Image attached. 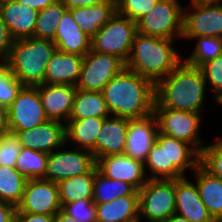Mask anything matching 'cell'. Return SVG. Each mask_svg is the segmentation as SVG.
<instances>
[{
  "label": "cell",
  "instance_id": "10",
  "mask_svg": "<svg viewBox=\"0 0 222 222\" xmlns=\"http://www.w3.org/2000/svg\"><path fill=\"white\" fill-rule=\"evenodd\" d=\"M95 165L96 160L91 151L65 143L48 154L44 179L58 183L63 179L88 173Z\"/></svg>",
  "mask_w": 222,
  "mask_h": 222
},
{
  "label": "cell",
  "instance_id": "6",
  "mask_svg": "<svg viewBox=\"0 0 222 222\" xmlns=\"http://www.w3.org/2000/svg\"><path fill=\"white\" fill-rule=\"evenodd\" d=\"M137 33L136 22L116 12L91 38L90 49L117 56L125 63Z\"/></svg>",
  "mask_w": 222,
  "mask_h": 222
},
{
  "label": "cell",
  "instance_id": "5",
  "mask_svg": "<svg viewBox=\"0 0 222 222\" xmlns=\"http://www.w3.org/2000/svg\"><path fill=\"white\" fill-rule=\"evenodd\" d=\"M153 114L157 121L158 133L190 144L199 154L208 143L201 137L204 114L167 108H154Z\"/></svg>",
  "mask_w": 222,
  "mask_h": 222
},
{
  "label": "cell",
  "instance_id": "45",
  "mask_svg": "<svg viewBox=\"0 0 222 222\" xmlns=\"http://www.w3.org/2000/svg\"><path fill=\"white\" fill-rule=\"evenodd\" d=\"M106 1L107 0H62V4L69 10L77 7L97 5Z\"/></svg>",
  "mask_w": 222,
  "mask_h": 222
},
{
  "label": "cell",
  "instance_id": "25",
  "mask_svg": "<svg viewBox=\"0 0 222 222\" xmlns=\"http://www.w3.org/2000/svg\"><path fill=\"white\" fill-rule=\"evenodd\" d=\"M80 29L92 38L117 12L116 0L69 9Z\"/></svg>",
  "mask_w": 222,
  "mask_h": 222
},
{
  "label": "cell",
  "instance_id": "12",
  "mask_svg": "<svg viewBox=\"0 0 222 222\" xmlns=\"http://www.w3.org/2000/svg\"><path fill=\"white\" fill-rule=\"evenodd\" d=\"M7 114L9 132L29 130L49 120L37 86H22L7 108Z\"/></svg>",
  "mask_w": 222,
  "mask_h": 222
},
{
  "label": "cell",
  "instance_id": "19",
  "mask_svg": "<svg viewBox=\"0 0 222 222\" xmlns=\"http://www.w3.org/2000/svg\"><path fill=\"white\" fill-rule=\"evenodd\" d=\"M37 89L48 119L66 124L72 112L76 86L41 84Z\"/></svg>",
  "mask_w": 222,
  "mask_h": 222
},
{
  "label": "cell",
  "instance_id": "26",
  "mask_svg": "<svg viewBox=\"0 0 222 222\" xmlns=\"http://www.w3.org/2000/svg\"><path fill=\"white\" fill-rule=\"evenodd\" d=\"M105 118L69 119L66 123V143L91 151L96 159V139Z\"/></svg>",
  "mask_w": 222,
  "mask_h": 222
},
{
  "label": "cell",
  "instance_id": "49",
  "mask_svg": "<svg viewBox=\"0 0 222 222\" xmlns=\"http://www.w3.org/2000/svg\"><path fill=\"white\" fill-rule=\"evenodd\" d=\"M161 222H190V221L177 214H172L170 217Z\"/></svg>",
  "mask_w": 222,
  "mask_h": 222
},
{
  "label": "cell",
  "instance_id": "39",
  "mask_svg": "<svg viewBox=\"0 0 222 222\" xmlns=\"http://www.w3.org/2000/svg\"><path fill=\"white\" fill-rule=\"evenodd\" d=\"M61 210L76 222H96L97 211L93 200L82 199L66 203Z\"/></svg>",
  "mask_w": 222,
  "mask_h": 222
},
{
  "label": "cell",
  "instance_id": "41",
  "mask_svg": "<svg viewBox=\"0 0 222 222\" xmlns=\"http://www.w3.org/2000/svg\"><path fill=\"white\" fill-rule=\"evenodd\" d=\"M22 146L15 133L0 135V166L15 168Z\"/></svg>",
  "mask_w": 222,
  "mask_h": 222
},
{
  "label": "cell",
  "instance_id": "35",
  "mask_svg": "<svg viewBox=\"0 0 222 222\" xmlns=\"http://www.w3.org/2000/svg\"><path fill=\"white\" fill-rule=\"evenodd\" d=\"M211 137L214 138L212 143L208 142L200 152L199 164L210 174L222 180V136Z\"/></svg>",
  "mask_w": 222,
  "mask_h": 222
},
{
  "label": "cell",
  "instance_id": "9",
  "mask_svg": "<svg viewBox=\"0 0 222 222\" xmlns=\"http://www.w3.org/2000/svg\"><path fill=\"white\" fill-rule=\"evenodd\" d=\"M222 38V1L190 0L183 8L182 37Z\"/></svg>",
  "mask_w": 222,
  "mask_h": 222
},
{
  "label": "cell",
  "instance_id": "37",
  "mask_svg": "<svg viewBox=\"0 0 222 222\" xmlns=\"http://www.w3.org/2000/svg\"><path fill=\"white\" fill-rule=\"evenodd\" d=\"M144 169L148 179H166L165 146H161L157 141L154 142L144 162Z\"/></svg>",
  "mask_w": 222,
  "mask_h": 222
},
{
  "label": "cell",
  "instance_id": "44",
  "mask_svg": "<svg viewBox=\"0 0 222 222\" xmlns=\"http://www.w3.org/2000/svg\"><path fill=\"white\" fill-rule=\"evenodd\" d=\"M16 207L0 201V222H15Z\"/></svg>",
  "mask_w": 222,
  "mask_h": 222
},
{
  "label": "cell",
  "instance_id": "27",
  "mask_svg": "<svg viewBox=\"0 0 222 222\" xmlns=\"http://www.w3.org/2000/svg\"><path fill=\"white\" fill-rule=\"evenodd\" d=\"M97 220L112 222H139V196L119 197L96 204Z\"/></svg>",
  "mask_w": 222,
  "mask_h": 222
},
{
  "label": "cell",
  "instance_id": "3",
  "mask_svg": "<svg viewBox=\"0 0 222 222\" xmlns=\"http://www.w3.org/2000/svg\"><path fill=\"white\" fill-rule=\"evenodd\" d=\"M178 40L137 33L125 67L156 85L183 61Z\"/></svg>",
  "mask_w": 222,
  "mask_h": 222
},
{
  "label": "cell",
  "instance_id": "51",
  "mask_svg": "<svg viewBox=\"0 0 222 222\" xmlns=\"http://www.w3.org/2000/svg\"><path fill=\"white\" fill-rule=\"evenodd\" d=\"M200 1H222V0H200Z\"/></svg>",
  "mask_w": 222,
  "mask_h": 222
},
{
  "label": "cell",
  "instance_id": "47",
  "mask_svg": "<svg viewBox=\"0 0 222 222\" xmlns=\"http://www.w3.org/2000/svg\"><path fill=\"white\" fill-rule=\"evenodd\" d=\"M9 132L7 108L0 105V135Z\"/></svg>",
  "mask_w": 222,
  "mask_h": 222
},
{
  "label": "cell",
  "instance_id": "32",
  "mask_svg": "<svg viewBox=\"0 0 222 222\" xmlns=\"http://www.w3.org/2000/svg\"><path fill=\"white\" fill-rule=\"evenodd\" d=\"M27 180L15 168L0 166V201L17 207L22 200Z\"/></svg>",
  "mask_w": 222,
  "mask_h": 222
},
{
  "label": "cell",
  "instance_id": "48",
  "mask_svg": "<svg viewBox=\"0 0 222 222\" xmlns=\"http://www.w3.org/2000/svg\"><path fill=\"white\" fill-rule=\"evenodd\" d=\"M53 222H76L72 217L60 210L55 216Z\"/></svg>",
  "mask_w": 222,
  "mask_h": 222
},
{
  "label": "cell",
  "instance_id": "4",
  "mask_svg": "<svg viewBox=\"0 0 222 222\" xmlns=\"http://www.w3.org/2000/svg\"><path fill=\"white\" fill-rule=\"evenodd\" d=\"M55 51L56 45L49 39H18L4 63L23 86H38L44 84L46 66Z\"/></svg>",
  "mask_w": 222,
  "mask_h": 222
},
{
  "label": "cell",
  "instance_id": "11",
  "mask_svg": "<svg viewBox=\"0 0 222 222\" xmlns=\"http://www.w3.org/2000/svg\"><path fill=\"white\" fill-rule=\"evenodd\" d=\"M124 68L125 63L117 56L90 49L83 56L76 88L84 91L102 92L106 84Z\"/></svg>",
  "mask_w": 222,
  "mask_h": 222
},
{
  "label": "cell",
  "instance_id": "16",
  "mask_svg": "<svg viewBox=\"0 0 222 222\" xmlns=\"http://www.w3.org/2000/svg\"><path fill=\"white\" fill-rule=\"evenodd\" d=\"M95 160L98 171L105 177L129 183L136 190H140L148 180L144 163L126 154L109 155Z\"/></svg>",
  "mask_w": 222,
  "mask_h": 222
},
{
  "label": "cell",
  "instance_id": "33",
  "mask_svg": "<svg viewBox=\"0 0 222 222\" xmlns=\"http://www.w3.org/2000/svg\"><path fill=\"white\" fill-rule=\"evenodd\" d=\"M68 9L62 0H56L48 7L38 12L34 37L39 39L54 40L57 26Z\"/></svg>",
  "mask_w": 222,
  "mask_h": 222
},
{
  "label": "cell",
  "instance_id": "22",
  "mask_svg": "<svg viewBox=\"0 0 222 222\" xmlns=\"http://www.w3.org/2000/svg\"><path fill=\"white\" fill-rule=\"evenodd\" d=\"M83 56L56 51L47 63L44 84L74 85L78 83Z\"/></svg>",
  "mask_w": 222,
  "mask_h": 222
},
{
  "label": "cell",
  "instance_id": "8",
  "mask_svg": "<svg viewBox=\"0 0 222 222\" xmlns=\"http://www.w3.org/2000/svg\"><path fill=\"white\" fill-rule=\"evenodd\" d=\"M138 193L139 222H161L175 214V179H148Z\"/></svg>",
  "mask_w": 222,
  "mask_h": 222
},
{
  "label": "cell",
  "instance_id": "23",
  "mask_svg": "<svg viewBox=\"0 0 222 222\" xmlns=\"http://www.w3.org/2000/svg\"><path fill=\"white\" fill-rule=\"evenodd\" d=\"M91 38L85 34L67 10L57 26L54 37L56 49L70 54L84 56L90 51Z\"/></svg>",
  "mask_w": 222,
  "mask_h": 222
},
{
  "label": "cell",
  "instance_id": "15",
  "mask_svg": "<svg viewBox=\"0 0 222 222\" xmlns=\"http://www.w3.org/2000/svg\"><path fill=\"white\" fill-rule=\"evenodd\" d=\"M15 133L22 147L47 154L61 148L66 143V124L48 120L37 127Z\"/></svg>",
  "mask_w": 222,
  "mask_h": 222
},
{
  "label": "cell",
  "instance_id": "46",
  "mask_svg": "<svg viewBox=\"0 0 222 222\" xmlns=\"http://www.w3.org/2000/svg\"><path fill=\"white\" fill-rule=\"evenodd\" d=\"M21 4L32 7L35 10H43L56 0H15Z\"/></svg>",
  "mask_w": 222,
  "mask_h": 222
},
{
  "label": "cell",
  "instance_id": "28",
  "mask_svg": "<svg viewBox=\"0 0 222 222\" xmlns=\"http://www.w3.org/2000/svg\"><path fill=\"white\" fill-rule=\"evenodd\" d=\"M97 171L95 165L88 173L59 181L57 185L61 207L77 200H93V183Z\"/></svg>",
  "mask_w": 222,
  "mask_h": 222
},
{
  "label": "cell",
  "instance_id": "13",
  "mask_svg": "<svg viewBox=\"0 0 222 222\" xmlns=\"http://www.w3.org/2000/svg\"><path fill=\"white\" fill-rule=\"evenodd\" d=\"M16 209V213L55 216L61 210L57 183L45 179H28Z\"/></svg>",
  "mask_w": 222,
  "mask_h": 222
},
{
  "label": "cell",
  "instance_id": "18",
  "mask_svg": "<svg viewBox=\"0 0 222 222\" xmlns=\"http://www.w3.org/2000/svg\"><path fill=\"white\" fill-rule=\"evenodd\" d=\"M184 176L175 179V214L190 222H216L200 199L195 182Z\"/></svg>",
  "mask_w": 222,
  "mask_h": 222
},
{
  "label": "cell",
  "instance_id": "40",
  "mask_svg": "<svg viewBox=\"0 0 222 222\" xmlns=\"http://www.w3.org/2000/svg\"><path fill=\"white\" fill-rule=\"evenodd\" d=\"M158 0H116L117 13L137 22L148 14Z\"/></svg>",
  "mask_w": 222,
  "mask_h": 222
},
{
  "label": "cell",
  "instance_id": "43",
  "mask_svg": "<svg viewBox=\"0 0 222 222\" xmlns=\"http://www.w3.org/2000/svg\"><path fill=\"white\" fill-rule=\"evenodd\" d=\"M54 216L44 214L16 213L15 222H53Z\"/></svg>",
  "mask_w": 222,
  "mask_h": 222
},
{
  "label": "cell",
  "instance_id": "1",
  "mask_svg": "<svg viewBox=\"0 0 222 222\" xmlns=\"http://www.w3.org/2000/svg\"><path fill=\"white\" fill-rule=\"evenodd\" d=\"M209 91L200 68L182 61L155 85L154 108L190 111L204 114ZM206 104V105H205Z\"/></svg>",
  "mask_w": 222,
  "mask_h": 222
},
{
  "label": "cell",
  "instance_id": "17",
  "mask_svg": "<svg viewBox=\"0 0 222 222\" xmlns=\"http://www.w3.org/2000/svg\"><path fill=\"white\" fill-rule=\"evenodd\" d=\"M157 133L158 126L153 113L143 118L129 119L124 154L144 163Z\"/></svg>",
  "mask_w": 222,
  "mask_h": 222
},
{
  "label": "cell",
  "instance_id": "42",
  "mask_svg": "<svg viewBox=\"0 0 222 222\" xmlns=\"http://www.w3.org/2000/svg\"><path fill=\"white\" fill-rule=\"evenodd\" d=\"M15 39L0 15V59L3 61L8 57Z\"/></svg>",
  "mask_w": 222,
  "mask_h": 222
},
{
  "label": "cell",
  "instance_id": "34",
  "mask_svg": "<svg viewBox=\"0 0 222 222\" xmlns=\"http://www.w3.org/2000/svg\"><path fill=\"white\" fill-rule=\"evenodd\" d=\"M48 154L22 147L15 169L26 179H44Z\"/></svg>",
  "mask_w": 222,
  "mask_h": 222
},
{
  "label": "cell",
  "instance_id": "30",
  "mask_svg": "<svg viewBox=\"0 0 222 222\" xmlns=\"http://www.w3.org/2000/svg\"><path fill=\"white\" fill-rule=\"evenodd\" d=\"M93 202L103 204L124 196H139L131 184L109 179L99 171L95 173L93 183Z\"/></svg>",
  "mask_w": 222,
  "mask_h": 222
},
{
  "label": "cell",
  "instance_id": "2",
  "mask_svg": "<svg viewBox=\"0 0 222 222\" xmlns=\"http://www.w3.org/2000/svg\"><path fill=\"white\" fill-rule=\"evenodd\" d=\"M110 116L139 119L153 113L155 85L126 67L103 88Z\"/></svg>",
  "mask_w": 222,
  "mask_h": 222
},
{
  "label": "cell",
  "instance_id": "50",
  "mask_svg": "<svg viewBox=\"0 0 222 222\" xmlns=\"http://www.w3.org/2000/svg\"><path fill=\"white\" fill-rule=\"evenodd\" d=\"M96 222H112V221L96 220Z\"/></svg>",
  "mask_w": 222,
  "mask_h": 222
},
{
  "label": "cell",
  "instance_id": "7",
  "mask_svg": "<svg viewBox=\"0 0 222 222\" xmlns=\"http://www.w3.org/2000/svg\"><path fill=\"white\" fill-rule=\"evenodd\" d=\"M179 0H158L153 9L137 22L138 33L166 39H181L183 8Z\"/></svg>",
  "mask_w": 222,
  "mask_h": 222
},
{
  "label": "cell",
  "instance_id": "24",
  "mask_svg": "<svg viewBox=\"0 0 222 222\" xmlns=\"http://www.w3.org/2000/svg\"><path fill=\"white\" fill-rule=\"evenodd\" d=\"M193 174L190 178L198 188L201 201L212 218L216 222H222V180L210 174L200 164Z\"/></svg>",
  "mask_w": 222,
  "mask_h": 222
},
{
  "label": "cell",
  "instance_id": "36",
  "mask_svg": "<svg viewBox=\"0 0 222 222\" xmlns=\"http://www.w3.org/2000/svg\"><path fill=\"white\" fill-rule=\"evenodd\" d=\"M207 87L212 92L211 99L217 106H222V54L200 67ZM209 85V86H208ZM222 108V107H221Z\"/></svg>",
  "mask_w": 222,
  "mask_h": 222
},
{
  "label": "cell",
  "instance_id": "29",
  "mask_svg": "<svg viewBox=\"0 0 222 222\" xmlns=\"http://www.w3.org/2000/svg\"><path fill=\"white\" fill-rule=\"evenodd\" d=\"M110 117L102 92L76 90L69 119Z\"/></svg>",
  "mask_w": 222,
  "mask_h": 222
},
{
  "label": "cell",
  "instance_id": "21",
  "mask_svg": "<svg viewBox=\"0 0 222 222\" xmlns=\"http://www.w3.org/2000/svg\"><path fill=\"white\" fill-rule=\"evenodd\" d=\"M127 118L110 116L103 120L96 139V159L124 154L127 137Z\"/></svg>",
  "mask_w": 222,
  "mask_h": 222
},
{
  "label": "cell",
  "instance_id": "31",
  "mask_svg": "<svg viewBox=\"0 0 222 222\" xmlns=\"http://www.w3.org/2000/svg\"><path fill=\"white\" fill-rule=\"evenodd\" d=\"M184 42L191 40L195 45L189 56L183 57V61L193 67L200 68L206 62L215 59L218 55L222 54V38L213 36H200V37H182Z\"/></svg>",
  "mask_w": 222,
  "mask_h": 222
},
{
  "label": "cell",
  "instance_id": "38",
  "mask_svg": "<svg viewBox=\"0 0 222 222\" xmlns=\"http://www.w3.org/2000/svg\"><path fill=\"white\" fill-rule=\"evenodd\" d=\"M21 82L3 62L0 65V105L8 108L22 88Z\"/></svg>",
  "mask_w": 222,
  "mask_h": 222
},
{
  "label": "cell",
  "instance_id": "14",
  "mask_svg": "<svg viewBox=\"0 0 222 222\" xmlns=\"http://www.w3.org/2000/svg\"><path fill=\"white\" fill-rule=\"evenodd\" d=\"M156 141L165 146L166 179L190 176L199 165L200 154L190 144L161 133H157Z\"/></svg>",
  "mask_w": 222,
  "mask_h": 222
},
{
  "label": "cell",
  "instance_id": "20",
  "mask_svg": "<svg viewBox=\"0 0 222 222\" xmlns=\"http://www.w3.org/2000/svg\"><path fill=\"white\" fill-rule=\"evenodd\" d=\"M38 10L15 0H0V15L15 40L34 37Z\"/></svg>",
  "mask_w": 222,
  "mask_h": 222
}]
</instances>
